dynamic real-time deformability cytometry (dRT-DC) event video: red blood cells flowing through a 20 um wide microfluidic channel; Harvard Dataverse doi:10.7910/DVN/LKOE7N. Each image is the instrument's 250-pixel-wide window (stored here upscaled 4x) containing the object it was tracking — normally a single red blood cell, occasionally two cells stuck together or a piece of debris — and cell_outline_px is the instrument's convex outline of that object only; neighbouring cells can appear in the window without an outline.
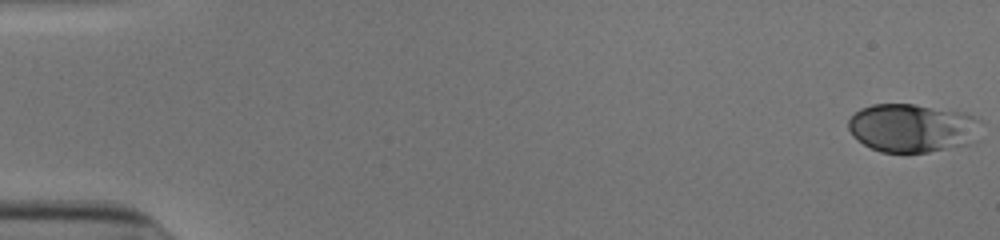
{"species": "human", "species_latin": "Homo sapiens", "temperature_condition": "cold", "stored_images_in_passage": 53, "camera_frame_rate_fps": 3000, "um_per_image_px": 0.085, "donor": {"sex": "male"}, "frame": {"image": 1, "passage_image": 1, "time_ms": 0.0, "image_size_px": [1000, 240], "cell_outline_px": [[980, 120], [968, 144], [928, 152], [880, 152], [864, 144], [852, 136], [848, 128], [848, 120], [860, 108], [872, 104], [916, 104], [964, 112], [976, 116]], "centroid_in_image_um": [77.47, 10.86], "position_along_channel_um": 7.5, "area_um2": 37.11}}
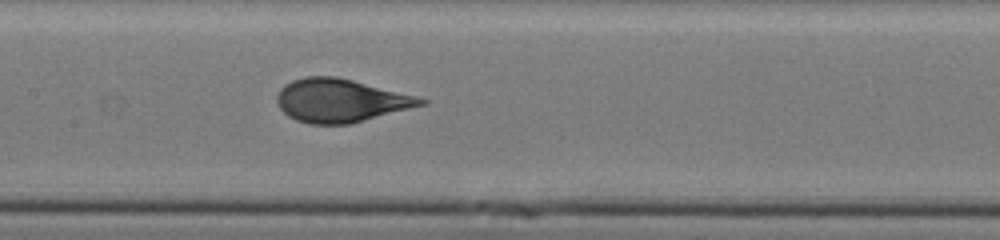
{"frame": {"image": 2, "passage_image": 27, "time_ms": 8.667, "image_size_px": [1000, 240], "cell_outline_px": [[428, 104], [352, 124], [308, 124], [296, 120], [288, 116], [280, 108], [276, 100], [276, 96], [280, 88], [284, 84], [292, 80], [308, 76], [336, 76], [416, 96], [428, 100]], "centroid_in_image_um": [28.94, 8.55], "position_along_channel_um": 178.5, "area_um2": 36.41}}
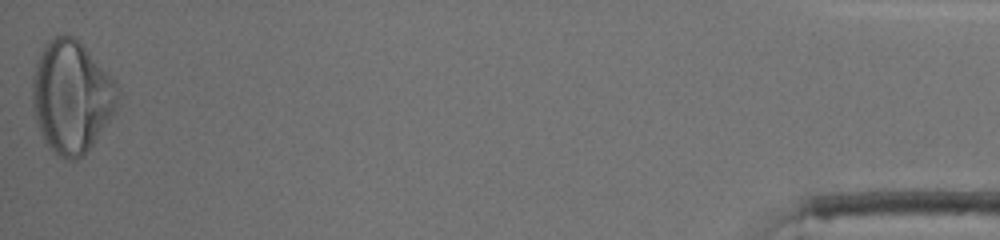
{"frame": {"image": 3, "passage_image": 53, "time_ms": 17.333, "image_size_px": [1000, 240], "cell_outline_px": [[120, 96], [108, 120], [92, 144], [76, 160], [68, 160], [60, 156], [44, 144], [36, 120], [32, 104], [32, 76], [36, 64], [44, 44], [56, 32], [72, 36], [88, 52], [120, 88]], "centroid_in_image_um": [6.02, 8.21], "position_along_channel_um": 429.2, "area_um2": 55.14}, "authors_computed_cell_mechanics": {"area_um2": 36.992, "velocity_mm_per_s": 3.9146, "shape_relaxation_time_tau1_ms": 5.3773, "shape_relaxation_time_tau2_ms": null, "deformation_change_tau1": 0.1951, "deformation_change_tau2": null}}